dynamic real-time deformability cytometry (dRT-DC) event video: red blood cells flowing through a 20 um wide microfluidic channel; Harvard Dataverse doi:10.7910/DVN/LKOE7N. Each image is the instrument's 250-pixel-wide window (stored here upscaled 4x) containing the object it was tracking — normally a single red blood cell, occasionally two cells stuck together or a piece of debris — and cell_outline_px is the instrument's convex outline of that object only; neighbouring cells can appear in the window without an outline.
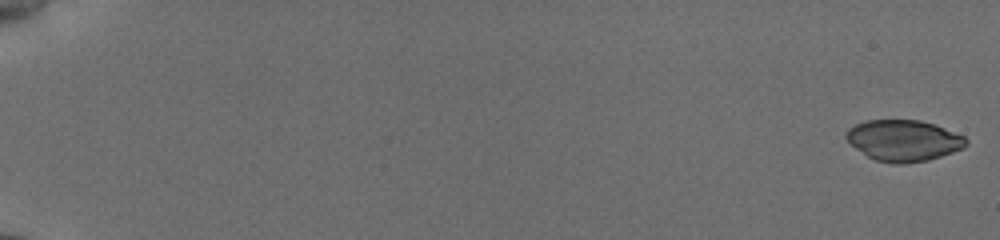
{"species": "common noctule bat (a hibernating species)", "species_latin": "Nyctalus noctula", "temperature_condition": "cold", "stored_images_in_passage": 56, "camera_frame_rate_fps": 3000, "um_per_image_px": 0.085, "animal": {"sex": "female", "body_mass_g": 19.5, "forearm_length_mm": 54.1}, "frame": {"image": 1, "passage_image": 1, "time_ms": 0.0, "image_size_px": [1000, 240], "cell_outline_px": [[968, 144], [964, 148], [928, 160], [900, 164], [896, 164], [876, 160], [868, 156], [856, 148], [844, 136], [844, 132], [848, 128], [856, 124], [868, 120], [920, 120], [944, 128], [964, 136], [968, 140]], "centroid_in_image_um": [76.8, 11.94], "position_along_channel_um": 8.2, "area_um2": 28.55}}
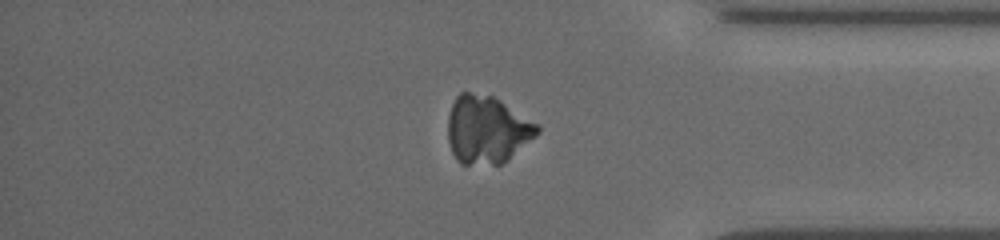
{"frame": {"image": 2, "passage_image": 48, "time_ms": 15.667, "image_size_px": [1000, 240], "cell_outline_px": [[540, 132], [536, 136], [508, 160], [500, 164], [460, 164], [456, 160], [452, 152], [448, 140], [448, 116], [452, 104], [456, 96], [460, 92], [468, 92], [492, 96], [500, 100], [540, 124]], "centroid_in_image_um": [41.41, 11.02], "position_along_channel_um": 393.8, "area_um2": 35.55}}
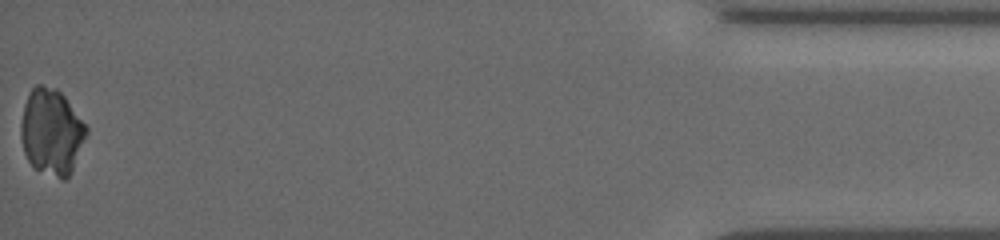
{"frame": {"image": 3, "passage_image": 56, "time_ms": 18.333, "image_size_px": [1000, 240], "cell_outline_px": [[88, 132], [72, 172], [64, 180], [60, 180], [36, 168], [28, 160], [24, 152], [20, 136], [20, 124], [24, 104], [28, 92], [36, 84], [40, 84], [56, 88], [64, 96], [88, 128]], "centroid_in_image_um": [4.37, 11.2], "position_along_channel_um": 430.8, "area_um2": 32.95}}